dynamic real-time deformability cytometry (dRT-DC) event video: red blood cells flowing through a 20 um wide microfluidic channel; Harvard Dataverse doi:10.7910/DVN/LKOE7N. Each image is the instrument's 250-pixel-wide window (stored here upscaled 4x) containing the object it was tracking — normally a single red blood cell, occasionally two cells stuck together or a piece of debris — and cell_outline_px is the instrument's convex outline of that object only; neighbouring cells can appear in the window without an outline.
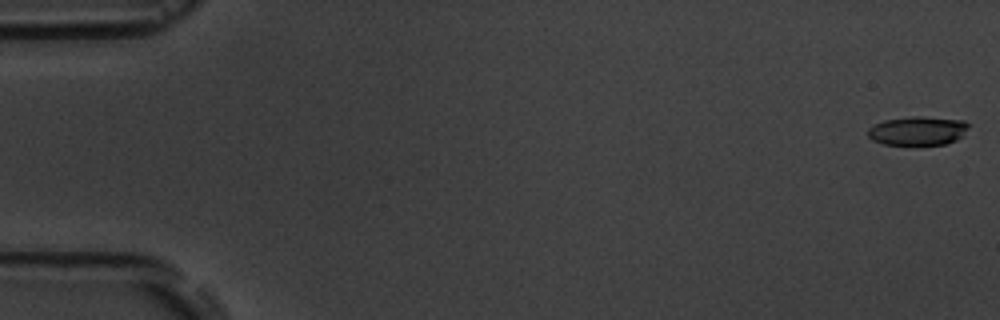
{"species": "common noctule bat (a hibernating species)", "species_latin": "Nyctalus noctula", "temperature_condition": "room temperature", "stored_images_in_passage": 6, "segment_of_instrument_passage": [1, 2], "camera_frame_rate_fps": 3000, "um_per_image_px": 0.085, "animal": {"sex": "male", "body_mass_g": 19.5, "forearm_length_mm": 54.6}, "frame": {"image": 1, "passage_image": 1, "time_ms": 0.0, "image_size_px": [1000, 320], "cell_outline_px": [[968, 128], [956, 140], [944, 144], [916, 148], [884, 144], [872, 140], [868, 136], [868, 128], [872, 124], [884, 120], [912, 116], [920, 116], [964, 120], [968, 124]], "centroid_in_image_um": [77.96, 11.16], "position_along_channel_um": 7.0, "area_um2": 17.69}}
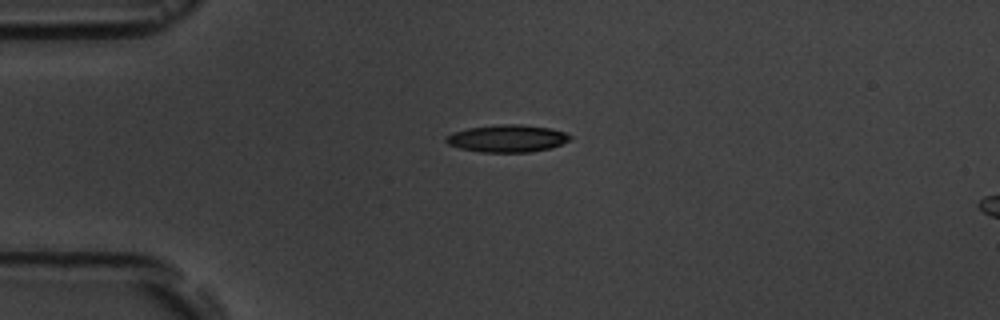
{"frame": {"image": 2, "passage_image": 4, "time_ms": 4.333, "image_size_px": [1000, 320], "cell_outline_px": [[572, 140], [552, 148], [532, 152], [480, 152], [460, 148], [448, 144], [444, 140], [444, 136], [452, 132], [468, 128], [500, 124], [520, 124], [548, 128], [564, 132], [572, 136]], "centroid_in_image_um": [43.11, 11.77], "position_along_channel_um": 41.9, "area_um2": 19.94}}